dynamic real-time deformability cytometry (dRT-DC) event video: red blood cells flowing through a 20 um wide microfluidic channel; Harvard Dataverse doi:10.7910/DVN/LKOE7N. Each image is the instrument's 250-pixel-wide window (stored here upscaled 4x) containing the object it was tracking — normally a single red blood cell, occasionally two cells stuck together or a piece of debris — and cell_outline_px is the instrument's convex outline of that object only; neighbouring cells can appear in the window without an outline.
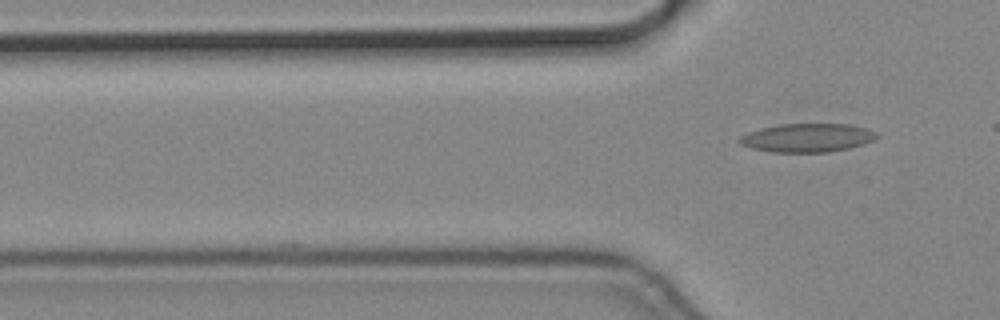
{"species": "common noctule bat (a hibernating species)", "species_latin": "Nyctalus noctula", "temperature_condition": "cold", "stored_images_in_passage": 6, "segment_of_instrument_passage": [2, 2], "camera_frame_rate_fps": 3000, "um_per_image_px": 0.085, "animal": {"sex": "male", "body_mass_g": 19.2, "forearm_length_mm": 51.8}, "frame": {"image": 1, "passage_image": 6, "time_ms": 1.667, "image_size_px": [1000, 320], "cell_outline_px": [[880, 136], [864, 144], [848, 148], [828, 152], [772, 152], [752, 148], [740, 144], [736, 140], [740, 136], [748, 132], [760, 128], [780, 124], [848, 124], [868, 128], [876, 132]], "centroid_in_image_um": [68.61, 11.71], "position_along_channel_um": 57.2, "area_um2": 22.95}}